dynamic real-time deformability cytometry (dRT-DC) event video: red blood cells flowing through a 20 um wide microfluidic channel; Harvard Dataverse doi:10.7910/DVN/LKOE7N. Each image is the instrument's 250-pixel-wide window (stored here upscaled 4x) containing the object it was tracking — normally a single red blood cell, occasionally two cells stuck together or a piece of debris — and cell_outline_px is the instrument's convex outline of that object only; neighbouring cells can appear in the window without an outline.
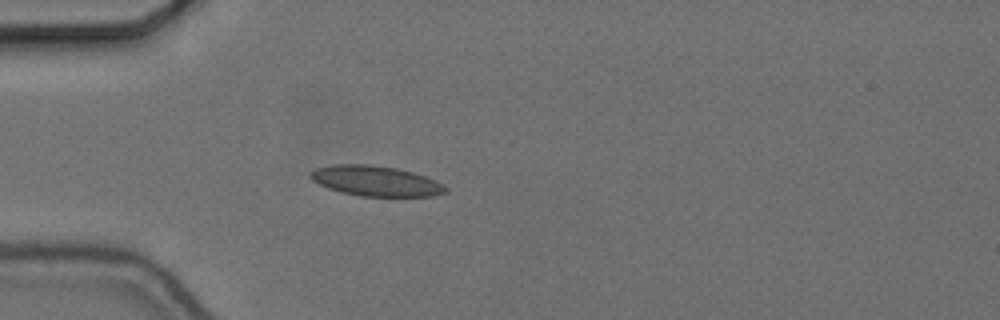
{"species": "common noctule bat (a hibernating species)", "species_latin": "Nyctalus noctula", "temperature_condition": "cold", "stored_images_in_passage": 41, "camera_frame_rate_fps": 3000, "um_per_image_px": 0.085, "animal": {"sex": "female", "body_mass_g": 24.6, "forearm_length_mm": 56.2}, "frame": {"image": 1, "passage_image": 1, "time_ms": 0.0, "image_size_px": [1000, 320], "cell_outline_px": [[448, 192], [432, 196], [360, 196], [340, 192], [328, 188], [312, 180], [308, 176], [308, 172], [316, 168], [332, 164], [368, 164], [396, 168], [412, 172], [424, 176], [444, 184], [448, 188]], "centroid_in_image_um": [31.91, 15.38], "position_along_channel_um": 53.1, "area_um2": 23.93}}
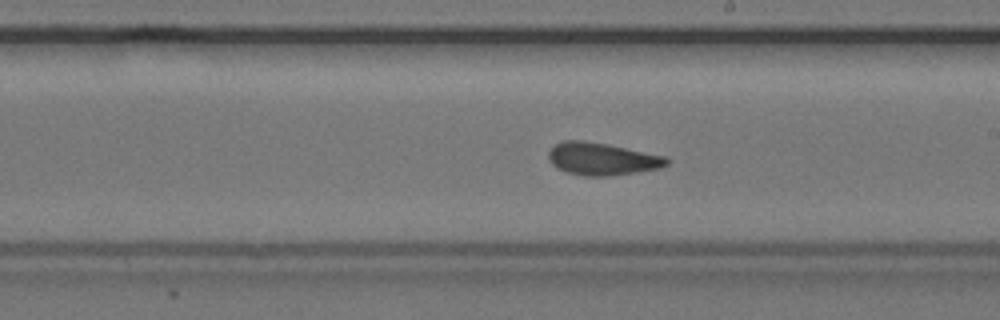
{"frame": {"image": 2, "passage_image": 17, "time_ms": 5.333, "image_size_px": [1000, 320], "cell_outline_px": [[668, 164], [660, 168], [636, 172], [608, 176], [584, 176], [568, 172], [556, 168], [548, 160], [548, 152], [556, 144], [564, 140], [580, 140], [608, 144], [668, 156]], "centroid_in_image_um": [51.18, 13.5], "position_along_channel_um": 237.8, "area_um2": 22.43}}
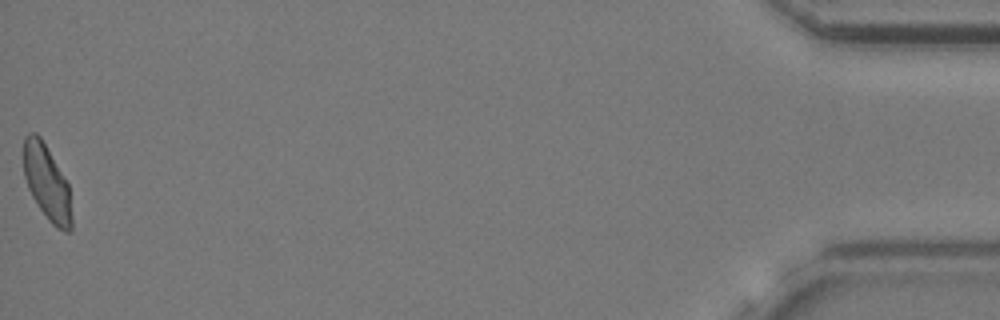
{"frame": {"image": 3, "passage_image": 41, "time_ms": 13.333, "image_size_px": [1000, 320], "cell_outline_px": [[72, 232], [64, 232], [56, 228], [48, 220], [32, 196], [28, 188], [24, 176], [24, 136], [28, 132], [36, 132], [40, 136], [68, 184], [72, 216]], "centroid_in_image_um": [3.99, 15.55], "position_along_channel_um": 431.2, "area_um2": 20.98}, "authors_computed_cell_mechanics": {"area_um2": 22.253, "velocity_mm_per_s": 3.6548, "shape_relaxation_time_tau1_ms": null, "shape_relaxation_time_tau2_ms": 2.1662, "deformation_change_tau1": null, "deformation_change_tau2": 0.0833}}